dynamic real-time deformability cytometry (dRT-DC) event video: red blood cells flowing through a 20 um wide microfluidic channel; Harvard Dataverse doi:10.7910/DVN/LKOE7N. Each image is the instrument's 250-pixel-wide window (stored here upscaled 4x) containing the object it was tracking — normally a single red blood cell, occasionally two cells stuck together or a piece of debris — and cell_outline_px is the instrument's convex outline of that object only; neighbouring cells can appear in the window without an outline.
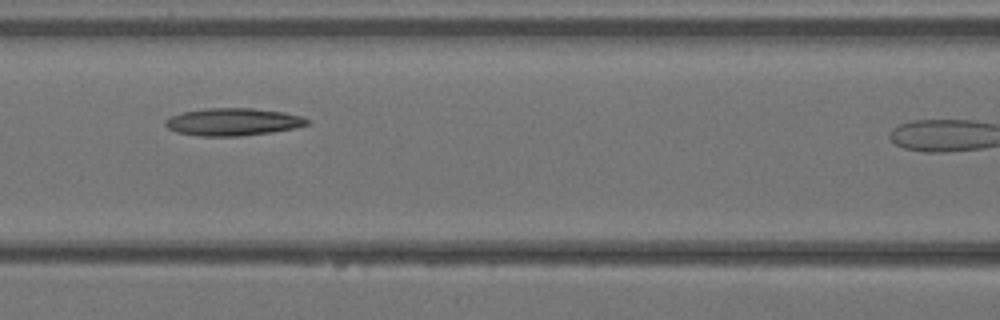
{"species": "Egyptian fruit bat (a non-hibernating species)", "species_latin": "Rousettus aegyptiacus", "temperature_condition": "warm", "stored_images_in_passage": 6, "camera_frame_rate_fps": 3000, "um_per_image_px": 0.085, "animal": {"sex": "female"}, "frame": {"image": 1, "passage_image": 4, "time_ms": 1.0, "image_size_px": [1000, 320], "cell_outline_px": [[312, 120], [308, 124], [292, 128], [272, 132], [240, 136], [200, 136], [176, 132], [168, 128], [164, 124], [164, 120], [172, 116], [184, 112], [208, 108], [252, 108], [284, 112], [300, 116]], "centroid_in_image_um": [19.8, 10.36], "position_along_channel_um": 146.8, "area_um2": 22.6}}
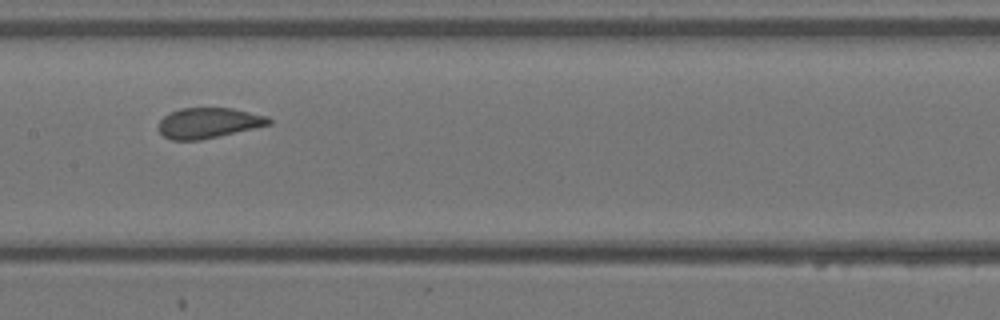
{"frame": {"image": 2, "passage_image": 6, "time_ms": 1.667, "image_size_px": [1000, 320], "cell_outline_px": [[272, 124], [200, 140], [172, 140], [164, 136], [160, 132], [160, 120], [168, 112], [180, 108], [232, 108], [268, 116], [272, 120]], "centroid_in_image_um": [17.73, 10.44], "position_along_channel_um": 189.7, "area_um2": 19.48}}